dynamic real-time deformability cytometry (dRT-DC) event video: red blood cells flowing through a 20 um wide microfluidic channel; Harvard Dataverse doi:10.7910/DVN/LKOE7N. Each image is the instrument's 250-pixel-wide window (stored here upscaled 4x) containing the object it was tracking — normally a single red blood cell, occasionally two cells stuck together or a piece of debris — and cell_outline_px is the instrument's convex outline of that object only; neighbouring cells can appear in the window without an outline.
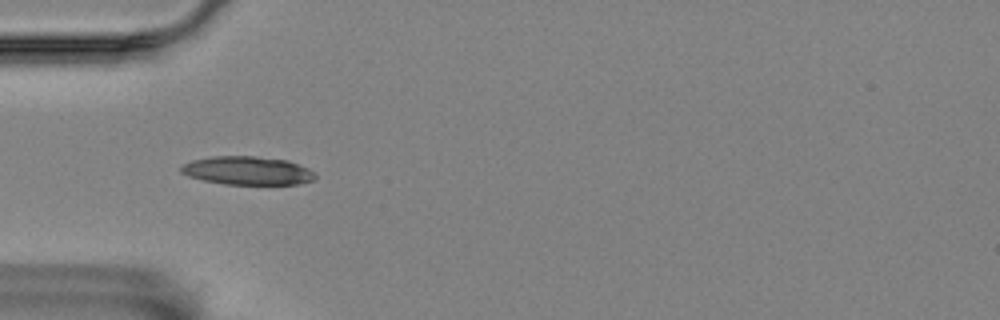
{"species": "Egyptian fruit bat (a non-hibernating species)", "species_latin": "Rousettus aegyptiacus", "temperature_condition": "room temperature", "stored_images_in_passage": 12, "camera_frame_rate_fps": 3000, "um_per_image_px": 0.085, "animal": {"sex": "female"}, "frame": {"image": 1, "passage_image": 6, "time_ms": 1.667, "image_size_px": [1000, 320], "cell_outline_px": [[316, 180], [300, 184], [224, 184], [204, 180], [188, 176], [180, 172], [180, 168], [184, 164], [192, 160], [212, 156], [256, 156], [288, 160], [308, 168], [316, 176]], "centroid_in_image_um": [21.05, 14.5], "position_along_channel_um": 64.0, "area_um2": 22.25}}